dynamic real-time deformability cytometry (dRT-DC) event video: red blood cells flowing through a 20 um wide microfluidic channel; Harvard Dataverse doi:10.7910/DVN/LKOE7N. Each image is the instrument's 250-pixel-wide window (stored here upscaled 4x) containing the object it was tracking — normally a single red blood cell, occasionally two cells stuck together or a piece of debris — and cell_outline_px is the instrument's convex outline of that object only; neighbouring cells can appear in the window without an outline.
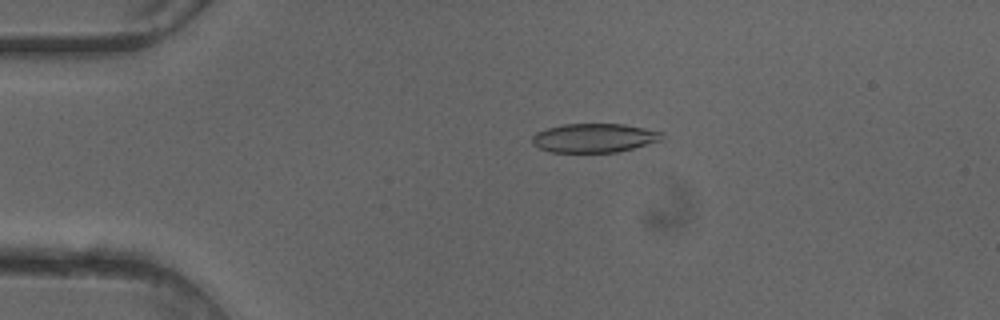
{"species": "common noctule bat (a hibernating species)", "species_latin": "Nyctalus noctula", "temperature_condition": "cold", "stored_images_in_passage": 50, "camera_frame_rate_fps": 3000, "um_per_image_px": 0.085, "animal": {"sex": "female"}, "frame": {"image": 1, "passage_image": 11, "time_ms": 3.333, "image_size_px": [1000, 320], "cell_outline_px": [[664, 136], [660, 140], [632, 148], [616, 152], [552, 152], [540, 148], [532, 144], [532, 136], [536, 132], [548, 128], [564, 124], [624, 124], [644, 128], [660, 132]], "centroid_in_image_um": [50.47, 11.72], "position_along_channel_um": 34.5, "area_um2": 21.62}}
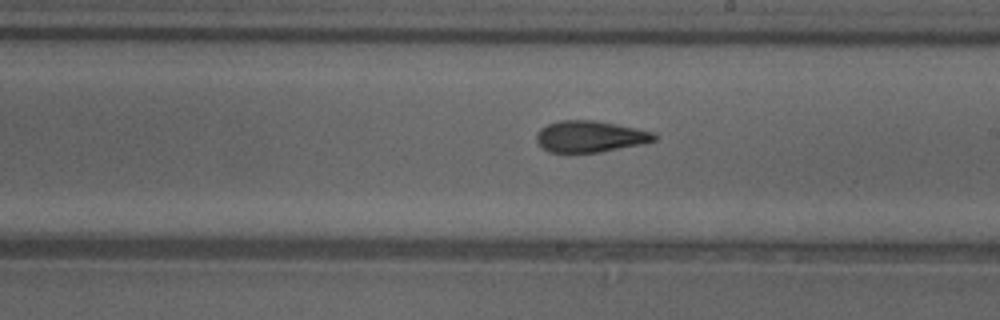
{"frame": {"image": 2, "passage_image": 29, "time_ms": 9.333, "image_size_px": [1000, 320], "cell_outline_px": [[656, 140], [640, 144], [600, 152], [548, 152], [536, 140], [536, 132], [540, 128], [548, 124], [560, 120], [596, 120], [636, 128], [652, 132], [656, 136]], "centroid_in_image_um": [50.12, 11.59], "position_along_channel_um": 238.9, "area_um2": 21.39}}
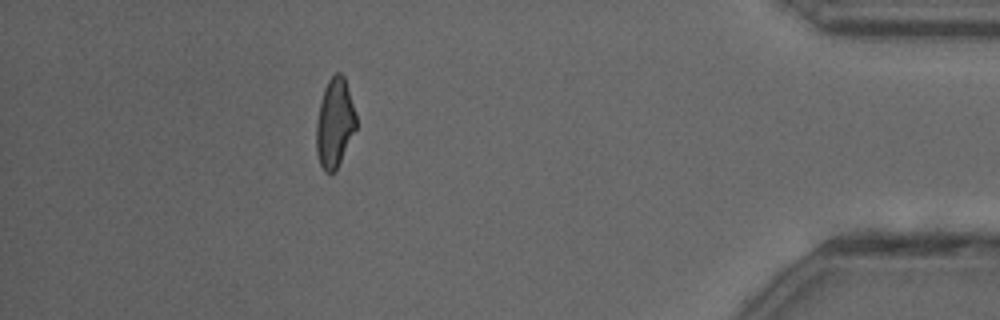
{"frame": {"image": 3, "passage_image": 45, "time_ms": 14.667, "image_size_px": [1000, 320], "cell_outline_px": [[356, 128], [336, 172], [324, 172], [320, 164], [316, 152], [316, 124], [320, 100], [324, 88], [328, 80], [336, 72], [340, 72], [344, 76], [356, 112]], "centroid_in_image_um": [28.44, 10.46], "position_along_channel_um": 406.8, "area_um2": 20.87}, "authors_computed_cell_mechanics": {"area_um2": 21.964, "velocity_mm_per_s": 4.1181, "shape_relaxation_time_tau1_ms": 7.8885, "shape_relaxation_time_tau2_ms": 2.5384, "deformation_change_tau1": 0.2255, "deformation_change_tau2": 0.0934}}